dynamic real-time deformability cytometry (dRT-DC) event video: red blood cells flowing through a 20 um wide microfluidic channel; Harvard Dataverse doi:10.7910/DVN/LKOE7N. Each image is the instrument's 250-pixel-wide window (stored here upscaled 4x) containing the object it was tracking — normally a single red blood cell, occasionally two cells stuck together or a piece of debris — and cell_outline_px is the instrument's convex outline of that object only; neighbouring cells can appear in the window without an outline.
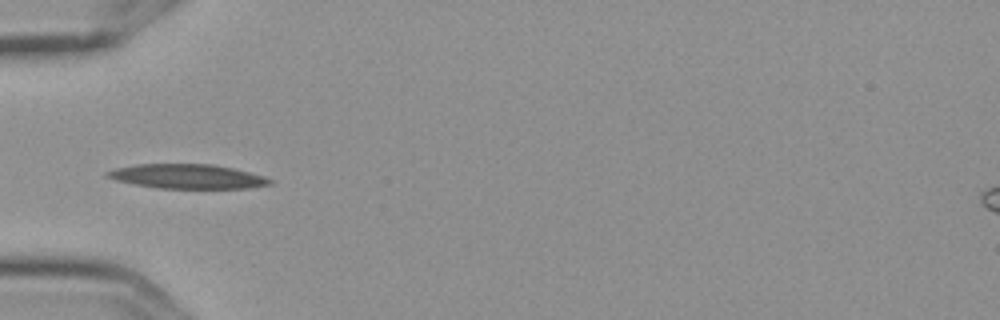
{"species": "Egyptian fruit bat (a non-hibernating species)", "species_latin": "Rousettus aegyptiacus", "temperature_condition": "cold", "stored_images_in_passage": 9, "camera_frame_rate_fps": 3000, "um_per_image_px": 0.085, "frame": {"image": 1, "passage_image": 6, "time_ms": 1.667, "image_size_px": [1000, 320], "cell_outline_px": [[272, 184], [248, 188], [160, 188], [136, 184], [116, 180], [104, 176], [104, 172], [116, 168], [136, 164], [212, 164], [232, 168], [264, 176], [272, 180]], "centroid_in_image_um": [15.91, 14.99], "position_along_channel_um": 69.1, "area_um2": 22.95}}
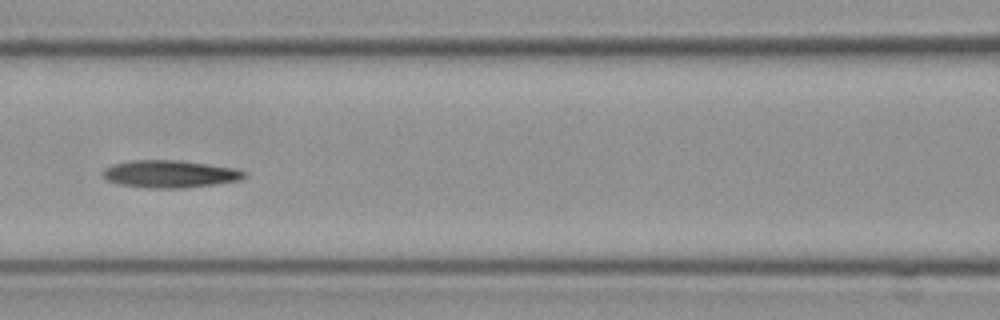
{"frame": {"image": 2, "passage_image": 8, "time_ms": 2.333, "image_size_px": [1000, 320], "cell_outline_px": [[248, 176], [240, 180], [212, 184], [180, 188], [144, 188], [120, 184], [108, 180], [104, 176], [104, 168], [112, 164], [128, 160], [180, 160], [236, 168], [248, 172]], "centroid_in_image_um": [14.47, 14.77], "position_along_channel_um": 152.1, "area_um2": 22.66}}
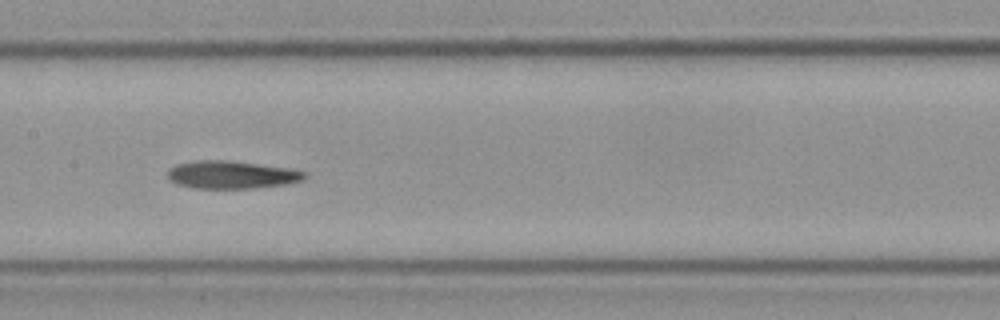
{"frame": {"image": 3, "passage_image": 9, "time_ms": 2.667, "image_size_px": [1000, 320], "cell_outline_px": [[308, 176], [304, 180], [284, 184], [252, 188], [192, 188], [176, 184], [168, 176], [168, 172], [176, 164], [196, 160], [228, 160], [292, 168], [308, 172]], "centroid_in_image_um": [19.74, 14.84], "position_along_channel_um": 187.7, "area_um2": 22.25}}